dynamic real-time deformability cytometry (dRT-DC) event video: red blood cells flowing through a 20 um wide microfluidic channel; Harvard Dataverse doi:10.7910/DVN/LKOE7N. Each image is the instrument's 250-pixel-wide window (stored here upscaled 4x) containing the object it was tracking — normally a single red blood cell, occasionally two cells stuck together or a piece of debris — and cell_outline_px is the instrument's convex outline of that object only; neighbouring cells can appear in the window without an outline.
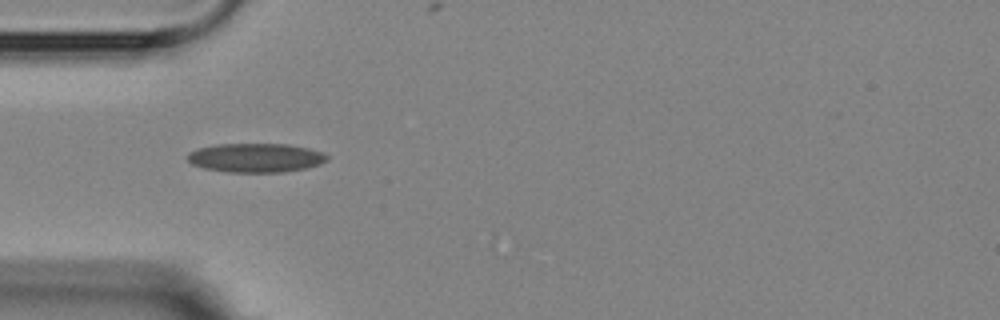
{"species": "Egyptian fruit bat (a non-hibernating species)", "species_latin": "Rousettus aegyptiacus", "temperature_condition": "room temperature", "stored_images_in_passage": 2, "camera_frame_rate_fps": 3000, "um_per_image_px": 0.085, "animal": {"sex": "female"}, "frame": {"image": 1, "passage_image": 1, "time_ms": 0.0, "image_size_px": [1000, 320], "cell_outline_px": [[328, 160], [320, 164], [308, 168], [284, 172], [228, 172], [204, 168], [192, 164], [188, 160], [188, 152], [196, 148], [216, 144], [288, 144], [308, 148], [324, 152], [328, 156]], "centroid_in_image_um": [21.75, 13.41], "position_along_channel_um": 63.2, "area_um2": 23.81}}
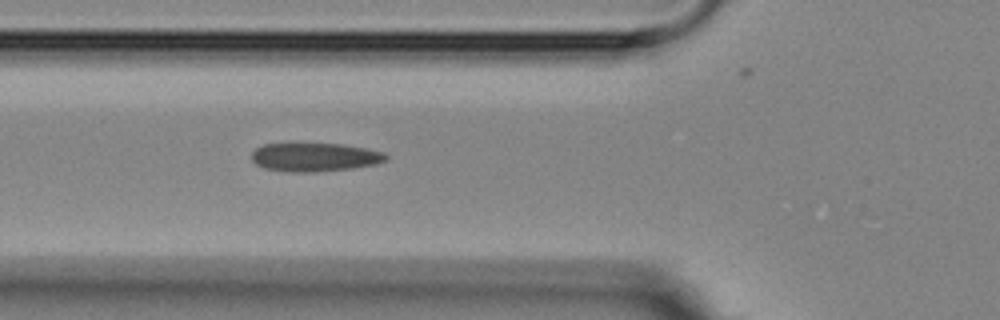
{"frame": {"image": 2, "passage_image": 2, "time_ms": 1.0, "image_size_px": [1000, 320], "cell_outline_px": [[388, 160], [376, 164], [352, 168], [316, 172], [288, 172], [264, 168], [256, 164], [252, 160], [252, 152], [256, 148], [264, 144], [288, 140], [340, 144], [364, 148], [384, 152], [388, 156]], "centroid_in_image_um": [26.69, 13.31], "position_along_channel_um": 99.1, "area_um2": 23.41}}